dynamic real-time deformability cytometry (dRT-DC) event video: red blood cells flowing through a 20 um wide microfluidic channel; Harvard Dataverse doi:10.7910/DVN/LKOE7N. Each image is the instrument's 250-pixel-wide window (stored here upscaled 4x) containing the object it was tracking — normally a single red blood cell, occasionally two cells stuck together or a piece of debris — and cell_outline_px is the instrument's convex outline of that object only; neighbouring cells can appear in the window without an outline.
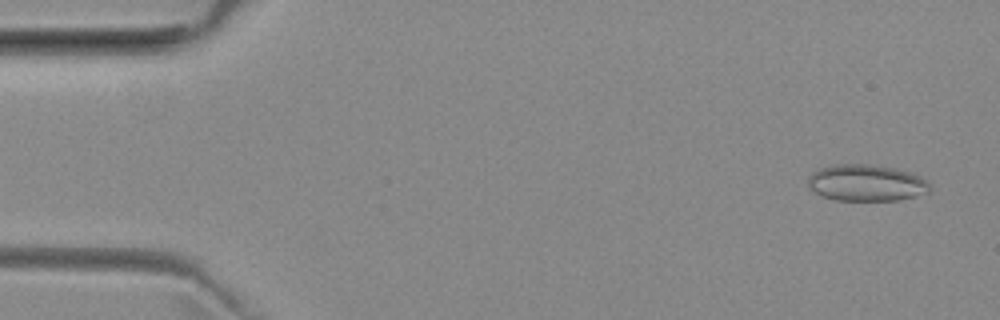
{"species": "common noctule bat (a hibernating species)", "species_latin": "Nyctalus noctula", "temperature_condition": "room temperature", "stored_images_in_passage": 52, "camera_frame_rate_fps": 3000, "um_per_image_px": 0.085, "animal": {"sex": "female", "body_mass_g": 29.2, "forearm_length_mm": 56.3}, "frame": {"image": 1, "passage_image": 3, "time_ms": 0.667, "image_size_px": [1000, 320], "cell_outline_px": [[932, 188], [928, 192], [916, 196], [900, 200], [836, 200], [824, 196], [816, 192], [808, 184], [808, 176], [812, 172], [820, 168], [832, 164], [868, 164], [896, 168], [912, 172], [928, 180]], "centroid_in_image_um": [73.69, 15.53], "position_along_channel_um": 11.3, "area_um2": 26.13}}
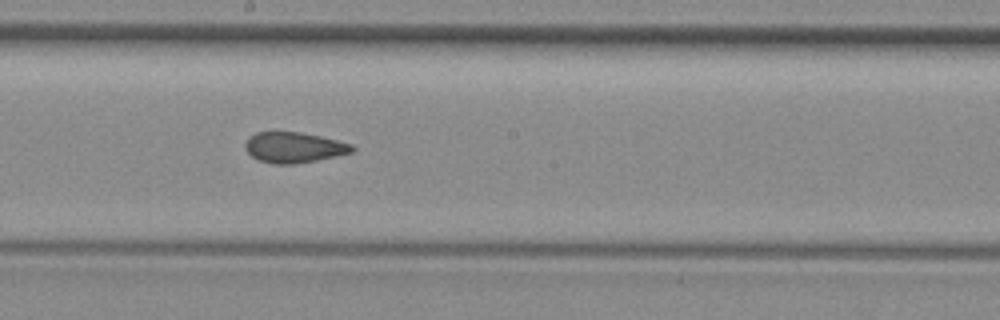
{"frame": {"image": 2, "passage_image": 28, "time_ms": 9.0, "image_size_px": [1000, 320], "cell_outline_px": [[356, 148], [352, 152], [336, 156], [296, 164], [272, 164], [256, 160], [244, 148], [244, 144], [248, 136], [256, 132], [300, 132], [320, 136], [352, 144]], "centroid_in_image_um": [24.95, 12.53], "position_along_channel_um": 223.3, "area_um2": 19.19}}
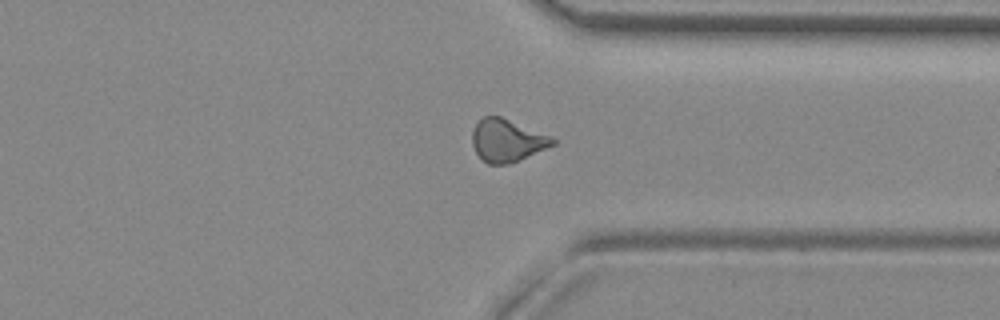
{"frame": {"image": 3, "passage_image": 39, "time_ms": 12.667, "image_size_px": [1000, 320], "cell_outline_px": [[556, 144], [520, 160], [508, 164], [488, 164], [476, 152], [472, 144], [472, 132], [476, 124], [484, 116], [500, 116], [552, 136], [556, 140]], "centroid_in_image_um": [43.12, 11.94], "position_along_channel_um": 368.3, "area_um2": 19.88}, "authors_computed_cell_mechanics": {"area_um2": 19.8832, "velocity_mm_per_s": 3.9941, "shape_relaxation_time_tau1_ms": null, "shape_relaxation_time_tau2_ms": 1.6191, "deformation_change_tau1": null, "deformation_change_tau2": 0.0804}}